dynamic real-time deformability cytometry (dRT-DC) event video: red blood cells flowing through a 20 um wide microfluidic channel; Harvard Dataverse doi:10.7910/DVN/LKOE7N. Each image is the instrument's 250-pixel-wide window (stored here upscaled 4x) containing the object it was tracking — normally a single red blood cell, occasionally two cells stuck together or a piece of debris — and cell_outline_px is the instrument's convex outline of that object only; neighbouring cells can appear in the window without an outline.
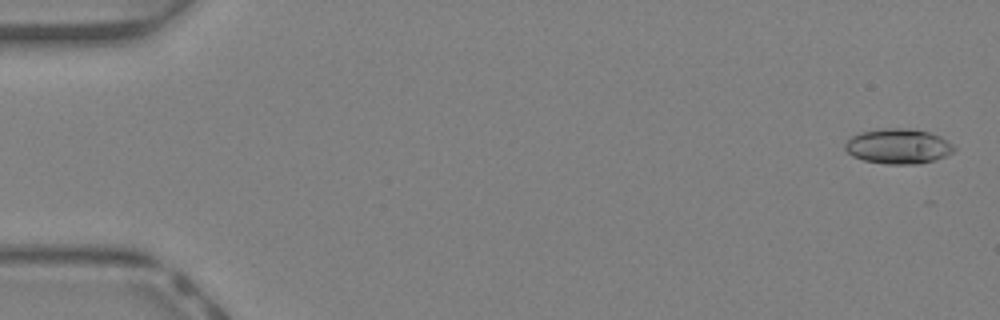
{"species": "Egyptian fruit bat (a non-hibernating species)", "species_latin": "Rousettus aegyptiacus", "temperature_condition": "warm", "stored_images_in_passage": 41, "camera_frame_rate_fps": 3000, "um_per_image_px": 0.085, "animal": {"sex": "female"}, "frame": {"image": 1, "passage_image": 2, "time_ms": 0.333, "image_size_px": [1000, 320], "cell_outline_px": [[956, 148], [952, 152], [936, 160], [920, 164], [884, 164], [864, 160], [852, 156], [844, 148], [844, 144], [852, 136], [860, 132], [884, 128], [912, 128], [928, 132], [940, 136], [948, 140]], "centroid_in_image_um": [76.36, 12.43], "position_along_channel_um": 8.6, "area_um2": 22.43}}
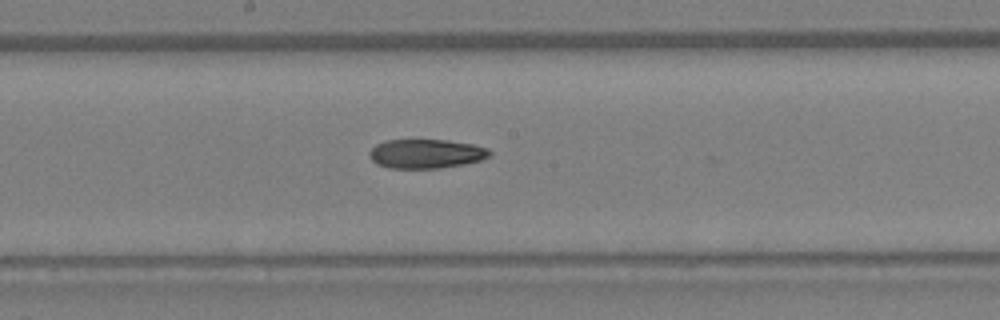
{"frame": {"image": 2, "passage_image": 25, "time_ms": 8.0, "image_size_px": [1000, 320], "cell_outline_px": [[492, 156], [480, 160], [464, 164], [440, 168], [388, 168], [376, 164], [368, 156], [368, 152], [376, 144], [384, 140], [448, 140], [472, 144], [488, 148], [492, 152]], "centroid_in_image_um": [36.21, 13.07], "position_along_channel_um": 212.0, "area_um2": 20.63}}
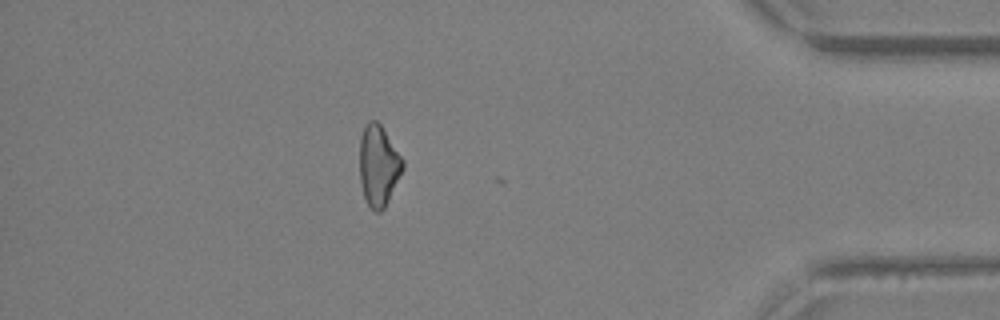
{"frame": {"image": 3, "passage_image": 40, "time_ms": 13.0, "image_size_px": [1000, 320], "cell_outline_px": [[404, 168], [384, 208], [380, 212], [376, 212], [368, 204], [364, 196], [360, 180], [360, 136], [368, 120], [376, 120], [380, 124], [404, 160]], "centroid_in_image_um": [32.17, 14.06], "position_along_channel_um": 403.0, "area_um2": 20.11}}